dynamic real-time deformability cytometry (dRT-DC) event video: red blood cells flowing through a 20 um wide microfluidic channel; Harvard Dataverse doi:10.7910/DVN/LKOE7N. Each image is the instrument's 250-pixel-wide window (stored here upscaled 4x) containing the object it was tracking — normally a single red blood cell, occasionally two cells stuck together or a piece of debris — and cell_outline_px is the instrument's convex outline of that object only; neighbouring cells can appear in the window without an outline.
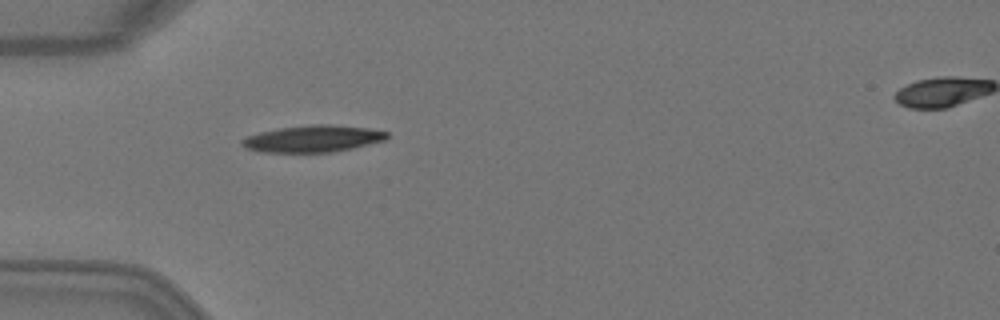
{"species": "Egyptian fruit bat (a non-hibernating species)", "species_latin": "Rousettus aegyptiacus", "temperature_condition": "warm", "stored_images_in_passage": 2, "segment_of_instrument_passage": [1, 2], "camera_frame_rate_fps": 3000, "um_per_image_px": 0.085, "animal": {"sex": "female"}, "frame": {"image": 1, "passage_image": 1, "time_ms": 0.0, "image_size_px": [1000, 320], "cell_outline_px": [[388, 136], [384, 140], [352, 148], [332, 152], [264, 152], [244, 148], [240, 144], [240, 140], [248, 136], [260, 132], [280, 128], [312, 124], [332, 124], [368, 128], [388, 132]], "centroid_in_image_um": [26.57, 11.79], "position_along_channel_um": 58.4, "area_um2": 22.54}}